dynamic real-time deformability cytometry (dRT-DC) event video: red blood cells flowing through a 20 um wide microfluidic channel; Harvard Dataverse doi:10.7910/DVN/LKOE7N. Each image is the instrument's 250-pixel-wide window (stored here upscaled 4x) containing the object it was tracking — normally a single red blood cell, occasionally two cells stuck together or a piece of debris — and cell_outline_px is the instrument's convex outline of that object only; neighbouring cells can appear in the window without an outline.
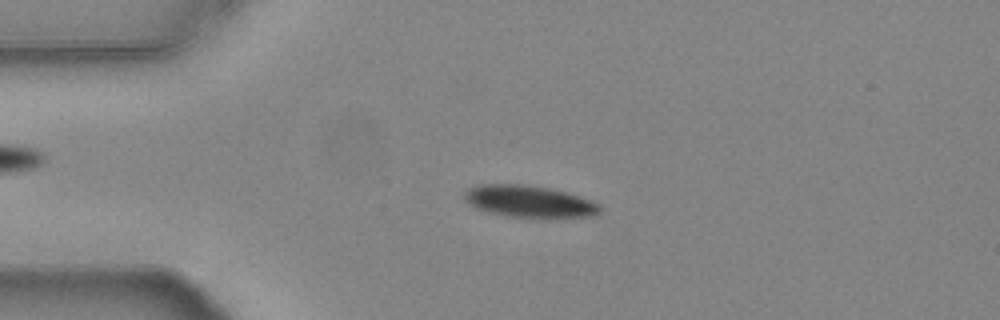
{"species": "common noctule bat (a hibernating species)", "species_latin": "Nyctalus noctula", "temperature_condition": "warm", "stored_images_in_passage": 54, "camera_frame_rate_fps": 3000, "um_per_image_px": 0.085, "animal": {"sex": "female", "body_mass_g": 24.6, "forearm_length_mm": 56.2}, "frame": {"image": 1, "passage_image": 12, "time_ms": 3.667, "image_size_px": [1000, 320], "cell_outline_px": [[600, 212], [592, 216], [532, 220], [504, 216], [488, 212], [476, 208], [468, 204], [464, 200], [464, 192], [468, 188], [480, 184], [528, 184], [548, 188], [564, 192], [600, 204]], "centroid_in_image_um": [44.94, 17.16], "position_along_channel_um": 40.1, "area_um2": 25.89}}
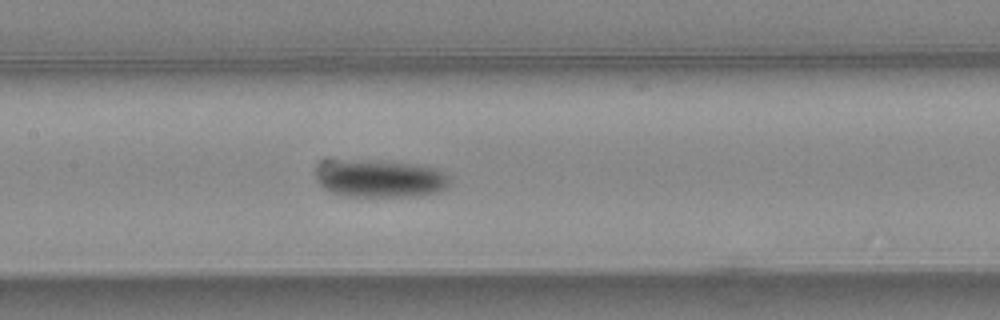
{"frame": {"image": 2, "passage_image": 25, "time_ms": 8.0, "image_size_px": [1000, 320], "cell_outline_px": [[448, 184], [444, 188], [436, 192], [416, 196], [344, 196], [328, 192], [316, 180], [316, 172], [320, 164], [324, 160], [380, 160], [416, 164], [436, 168], [444, 172], [448, 176]], "centroid_in_image_um": [32.24, 15.16], "position_along_channel_um": 175.2, "area_um2": 29.65}}
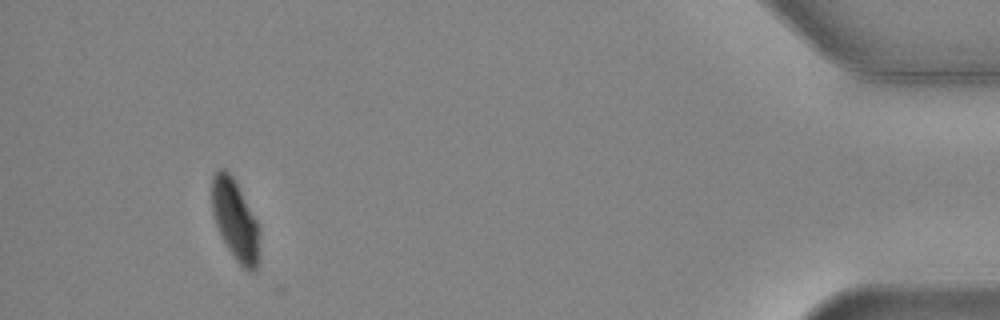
{"frame": {"image": 3, "passage_image": 50, "time_ms": 16.333, "image_size_px": [1000, 320], "cell_outline_px": [[260, 232], [256, 272], [248, 272], [236, 260], [228, 248], [216, 224], [212, 212], [212, 176], [220, 168], [224, 168], [232, 176], [260, 224]], "centroid_in_image_um": [20.02, 18.71], "position_along_channel_um": 415.2, "area_um2": 22.31}, "authors_computed_cell_mechanics": {"area_um2": 25.721, "velocity_mm_per_s": 3.7504, "shape_relaxation_time_tau1_ms": 3.7476, "shape_relaxation_time_tau2_ms": null, "deformation_change_tau1": 0.1128, "deformation_change_tau2": null}}